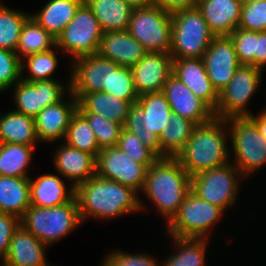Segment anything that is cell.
I'll return each mask as SVG.
<instances>
[{"instance_id": "bcb514c9", "label": "cell", "mask_w": 266, "mask_h": 266, "mask_svg": "<svg viewBox=\"0 0 266 266\" xmlns=\"http://www.w3.org/2000/svg\"><path fill=\"white\" fill-rule=\"evenodd\" d=\"M266 66V31L256 32L255 67L264 70Z\"/></svg>"}, {"instance_id": "d6986e66", "label": "cell", "mask_w": 266, "mask_h": 266, "mask_svg": "<svg viewBox=\"0 0 266 266\" xmlns=\"http://www.w3.org/2000/svg\"><path fill=\"white\" fill-rule=\"evenodd\" d=\"M69 100H61L47 106L35 117L36 133L39 142L53 143L64 140L72 116L77 112L78 100L70 92Z\"/></svg>"}, {"instance_id": "8d00e7d4", "label": "cell", "mask_w": 266, "mask_h": 266, "mask_svg": "<svg viewBox=\"0 0 266 266\" xmlns=\"http://www.w3.org/2000/svg\"><path fill=\"white\" fill-rule=\"evenodd\" d=\"M58 61L53 49L29 55L22 59L21 79L27 82L54 80L55 77H53V74H55L54 72L58 68ZM26 67L30 73L29 76L24 75Z\"/></svg>"}, {"instance_id": "5bb4252c", "label": "cell", "mask_w": 266, "mask_h": 266, "mask_svg": "<svg viewBox=\"0 0 266 266\" xmlns=\"http://www.w3.org/2000/svg\"><path fill=\"white\" fill-rule=\"evenodd\" d=\"M147 167L127 156L119 147L101 149L96 157V175L142 192Z\"/></svg>"}, {"instance_id": "ab89813d", "label": "cell", "mask_w": 266, "mask_h": 266, "mask_svg": "<svg viewBox=\"0 0 266 266\" xmlns=\"http://www.w3.org/2000/svg\"><path fill=\"white\" fill-rule=\"evenodd\" d=\"M117 147L132 160L143 163L147 168L159 159L136 135L126 131L124 128L121 131Z\"/></svg>"}, {"instance_id": "52a82bcc", "label": "cell", "mask_w": 266, "mask_h": 266, "mask_svg": "<svg viewBox=\"0 0 266 266\" xmlns=\"http://www.w3.org/2000/svg\"><path fill=\"white\" fill-rule=\"evenodd\" d=\"M226 122L235 155L232 163L245 178L254 175L266 166V141L248 117L228 118Z\"/></svg>"}, {"instance_id": "f907efd6", "label": "cell", "mask_w": 266, "mask_h": 266, "mask_svg": "<svg viewBox=\"0 0 266 266\" xmlns=\"http://www.w3.org/2000/svg\"><path fill=\"white\" fill-rule=\"evenodd\" d=\"M256 1H259V0H240V2L242 3V5L248 4V3H251V2H256Z\"/></svg>"}, {"instance_id": "603a6c76", "label": "cell", "mask_w": 266, "mask_h": 266, "mask_svg": "<svg viewBox=\"0 0 266 266\" xmlns=\"http://www.w3.org/2000/svg\"><path fill=\"white\" fill-rule=\"evenodd\" d=\"M196 7L215 36H229L238 28L242 9L240 0H197Z\"/></svg>"}, {"instance_id": "7dc6e473", "label": "cell", "mask_w": 266, "mask_h": 266, "mask_svg": "<svg viewBox=\"0 0 266 266\" xmlns=\"http://www.w3.org/2000/svg\"><path fill=\"white\" fill-rule=\"evenodd\" d=\"M197 0H154V4L170 13L196 6Z\"/></svg>"}, {"instance_id": "7402d4cb", "label": "cell", "mask_w": 266, "mask_h": 266, "mask_svg": "<svg viewBox=\"0 0 266 266\" xmlns=\"http://www.w3.org/2000/svg\"><path fill=\"white\" fill-rule=\"evenodd\" d=\"M47 245L21 225L14 232L4 256L5 266H50L46 259Z\"/></svg>"}, {"instance_id": "ee69618b", "label": "cell", "mask_w": 266, "mask_h": 266, "mask_svg": "<svg viewBox=\"0 0 266 266\" xmlns=\"http://www.w3.org/2000/svg\"><path fill=\"white\" fill-rule=\"evenodd\" d=\"M151 255L131 254L122 250H112L102 258L101 266H161V262Z\"/></svg>"}, {"instance_id": "ba28073f", "label": "cell", "mask_w": 266, "mask_h": 266, "mask_svg": "<svg viewBox=\"0 0 266 266\" xmlns=\"http://www.w3.org/2000/svg\"><path fill=\"white\" fill-rule=\"evenodd\" d=\"M224 212L219 206L202 200L190 190L177 213L165 224L166 231L170 236L209 238Z\"/></svg>"}, {"instance_id": "b9f144b4", "label": "cell", "mask_w": 266, "mask_h": 266, "mask_svg": "<svg viewBox=\"0 0 266 266\" xmlns=\"http://www.w3.org/2000/svg\"><path fill=\"white\" fill-rule=\"evenodd\" d=\"M229 36L234 43L239 63L255 67L256 31L238 27Z\"/></svg>"}, {"instance_id": "4fadbf2b", "label": "cell", "mask_w": 266, "mask_h": 266, "mask_svg": "<svg viewBox=\"0 0 266 266\" xmlns=\"http://www.w3.org/2000/svg\"><path fill=\"white\" fill-rule=\"evenodd\" d=\"M57 79L27 82L19 80L13 86L15 107L13 110L35 118L47 106L65 99L71 92L70 78L66 84Z\"/></svg>"}, {"instance_id": "4dcf8cb0", "label": "cell", "mask_w": 266, "mask_h": 266, "mask_svg": "<svg viewBox=\"0 0 266 266\" xmlns=\"http://www.w3.org/2000/svg\"><path fill=\"white\" fill-rule=\"evenodd\" d=\"M170 237L176 249L161 266H207L205 259L210 238Z\"/></svg>"}, {"instance_id": "7c38bea8", "label": "cell", "mask_w": 266, "mask_h": 266, "mask_svg": "<svg viewBox=\"0 0 266 266\" xmlns=\"http://www.w3.org/2000/svg\"><path fill=\"white\" fill-rule=\"evenodd\" d=\"M263 70L252 65H240L227 86L219 92L214 116L222 119L248 117L247 109L257 89L261 85Z\"/></svg>"}, {"instance_id": "681fc988", "label": "cell", "mask_w": 266, "mask_h": 266, "mask_svg": "<svg viewBox=\"0 0 266 266\" xmlns=\"http://www.w3.org/2000/svg\"><path fill=\"white\" fill-rule=\"evenodd\" d=\"M133 8L146 7L154 5V0H123Z\"/></svg>"}, {"instance_id": "277c9868", "label": "cell", "mask_w": 266, "mask_h": 266, "mask_svg": "<svg viewBox=\"0 0 266 266\" xmlns=\"http://www.w3.org/2000/svg\"><path fill=\"white\" fill-rule=\"evenodd\" d=\"M171 114L170 105L162 92L143 94L131 105L123 128L136 135L158 158H167L159 136L169 124Z\"/></svg>"}, {"instance_id": "836d02e7", "label": "cell", "mask_w": 266, "mask_h": 266, "mask_svg": "<svg viewBox=\"0 0 266 266\" xmlns=\"http://www.w3.org/2000/svg\"><path fill=\"white\" fill-rule=\"evenodd\" d=\"M168 122L159 136V141L162 151L168 157H176L191 138L197 124L173 112Z\"/></svg>"}, {"instance_id": "f6af8a7d", "label": "cell", "mask_w": 266, "mask_h": 266, "mask_svg": "<svg viewBox=\"0 0 266 266\" xmlns=\"http://www.w3.org/2000/svg\"><path fill=\"white\" fill-rule=\"evenodd\" d=\"M20 226V218L9 213L0 212V254L6 255L14 232Z\"/></svg>"}, {"instance_id": "6da1fadb", "label": "cell", "mask_w": 266, "mask_h": 266, "mask_svg": "<svg viewBox=\"0 0 266 266\" xmlns=\"http://www.w3.org/2000/svg\"><path fill=\"white\" fill-rule=\"evenodd\" d=\"M132 188L94 175L75 188L82 222L87 218L113 219L147 208Z\"/></svg>"}, {"instance_id": "484cf974", "label": "cell", "mask_w": 266, "mask_h": 266, "mask_svg": "<svg viewBox=\"0 0 266 266\" xmlns=\"http://www.w3.org/2000/svg\"><path fill=\"white\" fill-rule=\"evenodd\" d=\"M131 105L130 101L119 99L116 96L101 91L82 95L78 99L77 111L79 113L101 115L124 127Z\"/></svg>"}, {"instance_id": "c3c4849f", "label": "cell", "mask_w": 266, "mask_h": 266, "mask_svg": "<svg viewBox=\"0 0 266 266\" xmlns=\"http://www.w3.org/2000/svg\"><path fill=\"white\" fill-rule=\"evenodd\" d=\"M256 115L252 113L248 118L256 125L259 133L266 141V110L264 109L261 113Z\"/></svg>"}, {"instance_id": "8fae6325", "label": "cell", "mask_w": 266, "mask_h": 266, "mask_svg": "<svg viewBox=\"0 0 266 266\" xmlns=\"http://www.w3.org/2000/svg\"><path fill=\"white\" fill-rule=\"evenodd\" d=\"M241 178L245 177L232 162H229L191 176L190 188L202 200L219 206L225 211L228 207L235 205Z\"/></svg>"}, {"instance_id": "7a4b0ae2", "label": "cell", "mask_w": 266, "mask_h": 266, "mask_svg": "<svg viewBox=\"0 0 266 266\" xmlns=\"http://www.w3.org/2000/svg\"><path fill=\"white\" fill-rule=\"evenodd\" d=\"M228 136L226 120L214 116L210 121L195 126L191 138L175 158L190 177L225 165L231 162V150L226 141Z\"/></svg>"}, {"instance_id": "f35d334b", "label": "cell", "mask_w": 266, "mask_h": 266, "mask_svg": "<svg viewBox=\"0 0 266 266\" xmlns=\"http://www.w3.org/2000/svg\"><path fill=\"white\" fill-rule=\"evenodd\" d=\"M95 133L99 148L117 146L123 126L93 113H80Z\"/></svg>"}, {"instance_id": "30bf717a", "label": "cell", "mask_w": 266, "mask_h": 266, "mask_svg": "<svg viewBox=\"0 0 266 266\" xmlns=\"http://www.w3.org/2000/svg\"><path fill=\"white\" fill-rule=\"evenodd\" d=\"M103 31L92 10L83 2L73 19L56 39V49L64 51L75 60L98 54Z\"/></svg>"}, {"instance_id": "e0dca14e", "label": "cell", "mask_w": 266, "mask_h": 266, "mask_svg": "<svg viewBox=\"0 0 266 266\" xmlns=\"http://www.w3.org/2000/svg\"><path fill=\"white\" fill-rule=\"evenodd\" d=\"M131 72L138 96L162 92L165 83L172 75L173 59L170 53L147 52L131 68Z\"/></svg>"}, {"instance_id": "8992f818", "label": "cell", "mask_w": 266, "mask_h": 266, "mask_svg": "<svg viewBox=\"0 0 266 266\" xmlns=\"http://www.w3.org/2000/svg\"><path fill=\"white\" fill-rule=\"evenodd\" d=\"M172 59L202 58L215 35L196 6L171 13Z\"/></svg>"}, {"instance_id": "5b68a950", "label": "cell", "mask_w": 266, "mask_h": 266, "mask_svg": "<svg viewBox=\"0 0 266 266\" xmlns=\"http://www.w3.org/2000/svg\"><path fill=\"white\" fill-rule=\"evenodd\" d=\"M81 223L75 197L66 204L51 208L31 205L20 218V225L48 247L69 235Z\"/></svg>"}, {"instance_id": "d6a6232c", "label": "cell", "mask_w": 266, "mask_h": 266, "mask_svg": "<svg viewBox=\"0 0 266 266\" xmlns=\"http://www.w3.org/2000/svg\"><path fill=\"white\" fill-rule=\"evenodd\" d=\"M52 47L57 48L56 38L30 17L23 25L15 52L22 60L29 55L51 50Z\"/></svg>"}, {"instance_id": "60d3db41", "label": "cell", "mask_w": 266, "mask_h": 266, "mask_svg": "<svg viewBox=\"0 0 266 266\" xmlns=\"http://www.w3.org/2000/svg\"><path fill=\"white\" fill-rule=\"evenodd\" d=\"M21 62L15 51L0 48V94L7 92L21 80Z\"/></svg>"}, {"instance_id": "9c48e42d", "label": "cell", "mask_w": 266, "mask_h": 266, "mask_svg": "<svg viewBox=\"0 0 266 266\" xmlns=\"http://www.w3.org/2000/svg\"><path fill=\"white\" fill-rule=\"evenodd\" d=\"M128 32L147 52L170 53L171 13L155 4L134 8Z\"/></svg>"}, {"instance_id": "ffe728a7", "label": "cell", "mask_w": 266, "mask_h": 266, "mask_svg": "<svg viewBox=\"0 0 266 266\" xmlns=\"http://www.w3.org/2000/svg\"><path fill=\"white\" fill-rule=\"evenodd\" d=\"M172 74L213 111L216 110L219 93L207 76L202 58L173 59Z\"/></svg>"}, {"instance_id": "9a60e30c", "label": "cell", "mask_w": 266, "mask_h": 266, "mask_svg": "<svg viewBox=\"0 0 266 266\" xmlns=\"http://www.w3.org/2000/svg\"><path fill=\"white\" fill-rule=\"evenodd\" d=\"M71 62L70 87L77 100L85 93L101 92L103 87H108L112 60L95 54Z\"/></svg>"}, {"instance_id": "4316f807", "label": "cell", "mask_w": 266, "mask_h": 266, "mask_svg": "<svg viewBox=\"0 0 266 266\" xmlns=\"http://www.w3.org/2000/svg\"><path fill=\"white\" fill-rule=\"evenodd\" d=\"M83 2L84 0H48L31 17L57 39Z\"/></svg>"}, {"instance_id": "f546056e", "label": "cell", "mask_w": 266, "mask_h": 266, "mask_svg": "<svg viewBox=\"0 0 266 266\" xmlns=\"http://www.w3.org/2000/svg\"><path fill=\"white\" fill-rule=\"evenodd\" d=\"M30 206L29 178L0 176V212L21 218Z\"/></svg>"}, {"instance_id": "e575fe53", "label": "cell", "mask_w": 266, "mask_h": 266, "mask_svg": "<svg viewBox=\"0 0 266 266\" xmlns=\"http://www.w3.org/2000/svg\"><path fill=\"white\" fill-rule=\"evenodd\" d=\"M63 143L92 154L95 158L101 151L95 133L78 111L71 118Z\"/></svg>"}, {"instance_id": "44dd1931", "label": "cell", "mask_w": 266, "mask_h": 266, "mask_svg": "<svg viewBox=\"0 0 266 266\" xmlns=\"http://www.w3.org/2000/svg\"><path fill=\"white\" fill-rule=\"evenodd\" d=\"M61 144L54 153L53 164L56 171L70 180V185L75 189L96 175V158L65 143Z\"/></svg>"}, {"instance_id": "1f68e13d", "label": "cell", "mask_w": 266, "mask_h": 266, "mask_svg": "<svg viewBox=\"0 0 266 266\" xmlns=\"http://www.w3.org/2000/svg\"><path fill=\"white\" fill-rule=\"evenodd\" d=\"M34 150L35 146L0 143V176L30 178Z\"/></svg>"}, {"instance_id": "d4e9b609", "label": "cell", "mask_w": 266, "mask_h": 266, "mask_svg": "<svg viewBox=\"0 0 266 266\" xmlns=\"http://www.w3.org/2000/svg\"><path fill=\"white\" fill-rule=\"evenodd\" d=\"M30 202L32 206L51 208L70 202L75 196V189H67L64 180L56 174H42L36 179L29 178Z\"/></svg>"}, {"instance_id": "816d5d0a", "label": "cell", "mask_w": 266, "mask_h": 266, "mask_svg": "<svg viewBox=\"0 0 266 266\" xmlns=\"http://www.w3.org/2000/svg\"><path fill=\"white\" fill-rule=\"evenodd\" d=\"M0 266H5L4 265V256L2 254H0Z\"/></svg>"}, {"instance_id": "f1b7e54d", "label": "cell", "mask_w": 266, "mask_h": 266, "mask_svg": "<svg viewBox=\"0 0 266 266\" xmlns=\"http://www.w3.org/2000/svg\"><path fill=\"white\" fill-rule=\"evenodd\" d=\"M103 32L128 30L133 7L123 0H84Z\"/></svg>"}, {"instance_id": "ac0fdd59", "label": "cell", "mask_w": 266, "mask_h": 266, "mask_svg": "<svg viewBox=\"0 0 266 266\" xmlns=\"http://www.w3.org/2000/svg\"><path fill=\"white\" fill-rule=\"evenodd\" d=\"M162 93L173 113L196 124L206 123L214 117V111L173 74L165 83Z\"/></svg>"}, {"instance_id": "cb8c5ba5", "label": "cell", "mask_w": 266, "mask_h": 266, "mask_svg": "<svg viewBox=\"0 0 266 266\" xmlns=\"http://www.w3.org/2000/svg\"><path fill=\"white\" fill-rule=\"evenodd\" d=\"M147 53L128 30L104 32L98 54L123 67L132 68Z\"/></svg>"}, {"instance_id": "d590c367", "label": "cell", "mask_w": 266, "mask_h": 266, "mask_svg": "<svg viewBox=\"0 0 266 266\" xmlns=\"http://www.w3.org/2000/svg\"><path fill=\"white\" fill-rule=\"evenodd\" d=\"M31 13L9 8L0 1V48L15 51L23 25Z\"/></svg>"}, {"instance_id": "7bdbcfd3", "label": "cell", "mask_w": 266, "mask_h": 266, "mask_svg": "<svg viewBox=\"0 0 266 266\" xmlns=\"http://www.w3.org/2000/svg\"><path fill=\"white\" fill-rule=\"evenodd\" d=\"M239 28L250 31H266V0L242 5Z\"/></svg>"}, {"instance_id": "3957f363", "label": "cell", "mask_w": 266, "mask_h": 266, "mask_svg": "<svg viewBox=\"0 0 266 266\" xmlns=\"http://www.w3.org/2000/svg\"><path fill=\"white\" fill-rule=\"evenodd\" d=\"M191 190L190 176L175 157L159 158L146 172L143 193L167 224Z\"/></svg>"}, {"instance_id": "2e32d148", "label": "cell", "mask_w": 266, "mask_h": 266, "mask_svg": "<svg viewBox=\"0 0 266 266\" xmlns=\"http://www.w3.org/2000/svg\"><path fill=\"white\" fill-rule=\"evenodd\" d=\"M202 59L207 76L218 93L227 86L241 65L230 36H215Z\"/></svg>"}, {"instance_id": "83f0119b", "label": "cell", "mask_w": 266, "mask_h": 266, "mask_svg": "<svg viewBox=\"0 0 266 266\" xmlns=\"http://www.w3.org/2000/svg\"><path fill=\"white\" fill-rule=\"evenodd\" d=\"M0 143L36 146L39 140L35 118L15 110L0 115Z\"/></svg>"}, {"instance_id": "74e56055", "label": "cell", "mask_w": 266, "mask_h": 266, "mask_svg": "<svg viewBox=\"0 0 266 266\" xmlns=\"http://www.w3.org/2000/svg\"><path fill=\"white\" fill-rule=\"evenodd\" d=\"M102 92L130 101L132 104L136 103L138 95L134 86L131 68L120 66L114 62L110 66L108 87H103Z\"/></svg>"}]
</instances>
